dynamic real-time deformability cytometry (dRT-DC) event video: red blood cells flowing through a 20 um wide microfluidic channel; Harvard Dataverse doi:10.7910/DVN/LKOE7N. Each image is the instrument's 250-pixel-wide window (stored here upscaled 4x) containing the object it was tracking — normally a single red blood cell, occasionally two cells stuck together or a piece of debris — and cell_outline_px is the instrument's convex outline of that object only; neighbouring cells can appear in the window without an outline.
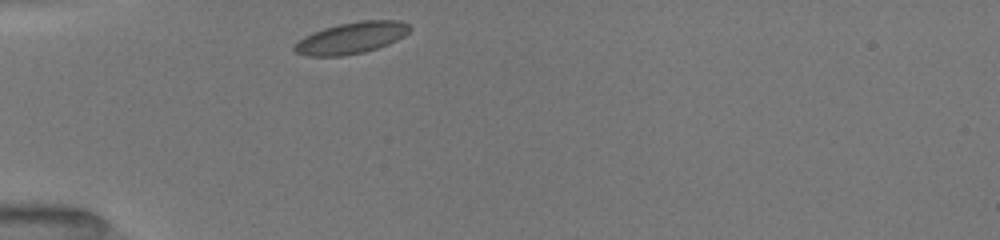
{"species": "common noctule bat (a hibernating species)", "species_latin": "Nyctalus noctula", "temperature_condition": "room temperature", "stored_images_in_passage": 30, "camera_frame_rate_fps": 3000, "um_per_image_px": 0.085, "animal": {"sex": "female", "body_mass_g": 19.5, "forearm_length_mm": 54.1}, "frame": {"image": 1, "passage_image": 1, "time_ms": 0.0, "image_size_px": [1000, 240], "cell_outline_px": [[412, 28], [404, 36], [388, 44], [364, 52], [344, 56], [308, 56], [296, 52], [292, 48], [292, 44], [304, 36], [312, 32], [324, 28], [340, 24], [360, 20], [400, 20], [408, 24]], "centroid_in_image_um": [29.84, 3.22], "position_along_channel_um": 55.2, "area_um2": 21.27}}
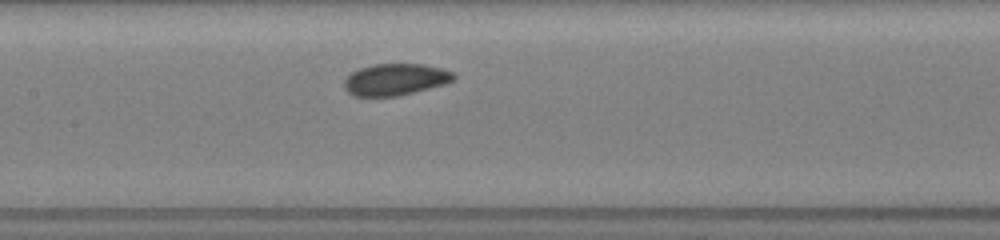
{"frame": {"image": 2, "passage_image": 11, "time_ms": 3.333, "image_size_px": [1000, 240], "cell_outline_px": [[456, 76], [452, 80], [444, 84], [396, 96], [352, 96], [344, 88], [344, 80], [352, 72], [360, 68], [372, 64], [424, 64], [440, 68], [452, 72]], "centroid_in_image_um": [33.56, 6.75], "position_along_channel_um": 173.8, "area_um2": 20.0}}
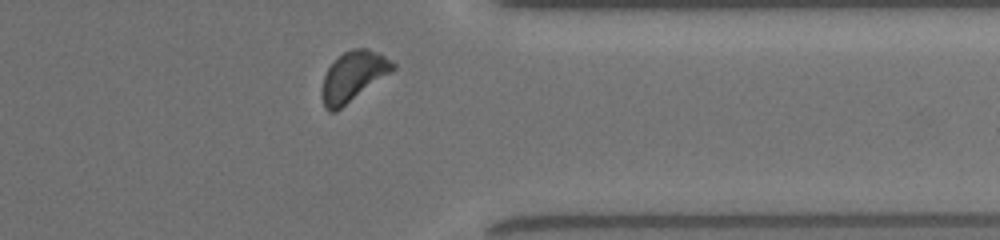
{"frame": {"image": 3, "passage_image": 27, "time_ms": 8.667, "image_size_px": [1000, 240], "cell_outline_px": [[396, 68], [336, 112], [328, 112], [324, 108], [320, 92], [320, 88], [324, 76], [328, 68], [344, 52], [352, 48], [368, 48], [392, 60], [396, 64]], "centroid_in_image_um": [29.99, 6.51], "position_along_channel_um": 381.4, "area_um2": 20.58}, "authors_computed_cell_mechanics": {"area_um2": 20.3745, "velocity_mm_per_s": 3.9707, "shape_relaxation_time_tau1_ms": 1.7446, "shape_relaxation_time_tau2_ms": 7.464, "deformation_change_tau1": 0.0552, "deformation_change_tau2": 0.1264}}